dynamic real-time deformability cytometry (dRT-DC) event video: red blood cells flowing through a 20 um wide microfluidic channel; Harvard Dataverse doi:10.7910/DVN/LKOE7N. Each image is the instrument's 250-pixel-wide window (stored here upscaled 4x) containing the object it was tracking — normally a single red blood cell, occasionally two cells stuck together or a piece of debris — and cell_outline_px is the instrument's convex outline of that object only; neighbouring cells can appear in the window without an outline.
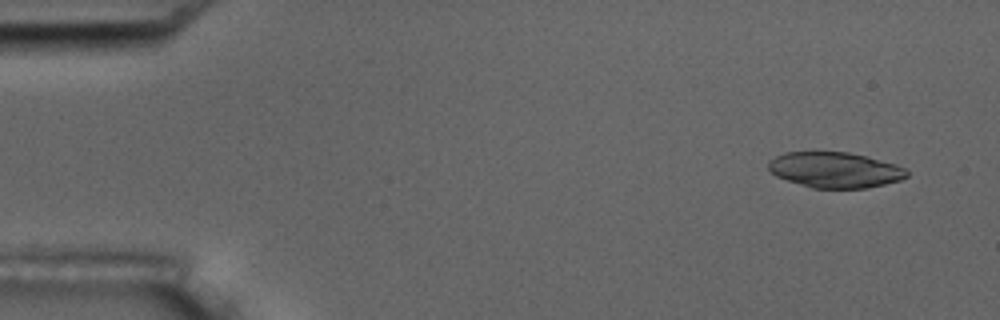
{"species": "common noctule bat (a hibernating species)", "species_latin": "Nyctalus noctula", "temperature_condition": "room temperature", "stored_images_in_passage": 6, "camera_frame_rate_fps": 3000, "um_per_image_px": 0.085, "animal": {"sex": "male", "body_mass_g": 17.5, "forearm_length_mm": 52.3}, "frame": {"image": 1, "passage_image": 2, "time_ms": 1.0, "image_size_px": [1000, 320], "cell_outline_px": [[908, 176], [900, 180], [868, 188], [812, 188], [776, 176], [768, 168], [768, 160], [784, 152], [848, 152], [868, 156], [896, 164], [904, 168], [908, 172]], "centroid_in_image_um": [70.98, 14.44], "position_along_channel_um": 14.0, "area_um2": 28.73}}